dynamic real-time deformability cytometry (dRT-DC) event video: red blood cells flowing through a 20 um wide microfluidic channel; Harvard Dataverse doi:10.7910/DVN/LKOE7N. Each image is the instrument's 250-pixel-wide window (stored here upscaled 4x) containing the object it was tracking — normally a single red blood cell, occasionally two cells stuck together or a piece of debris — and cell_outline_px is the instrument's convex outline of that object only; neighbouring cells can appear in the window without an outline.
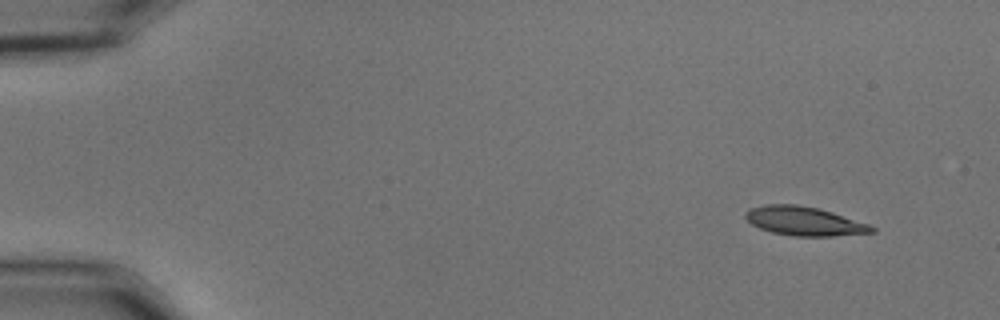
{"species": "common noctule bat (a hibernating species)", "species_latin": "Nyctalus noctula", "temperature_condition": "cold", "stored_images_in_passage": 52, "camera_frame_rate_fps": 3000, "um_per_image_px": 0.085, "animal": {"sex": "male", "body_mass_g": 15.6}, "frame": {"image": 1, "passage_image": 1, "time_ms": 0.0, "image_size_px": [1000, 320], "cell_outline_px": [[876, 232], [832, 236], [792, 236], [772, 232], [760, 228], [752, 224], [744, 216], [744, 212], [748, 208], [764, 204], [796, 204], [816, 208], [832, 212], [868, 224], [876, 228]], "centroid_in_image_um": [68.33, 18.79], "position_along_channel_um": 16.7, "area_um2": 21.27}}
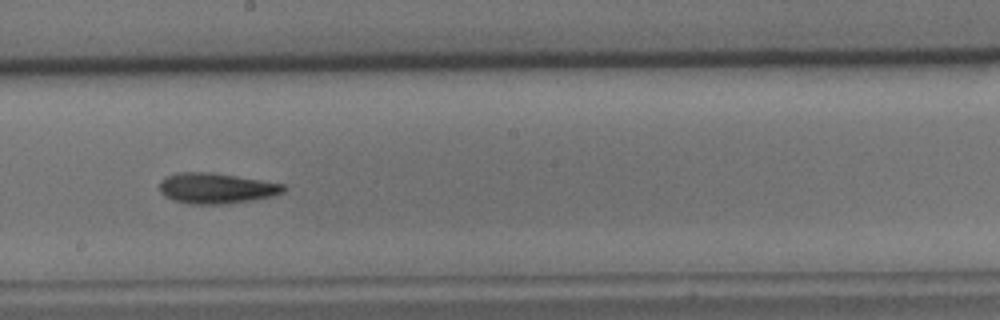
{"frame": {"image": 2, "passage_image": 28, "time_ms": 9.0, "image_size_px": [1000, 320], "cell_outline_px": [[288, 188], [284, 192], [272, 196], [252, 200], [224, 204], [188, 204], [172, 200], [164, 196], [160, 192], [160, 180], [164, 176], [176, 172], [212, 172], [284, 184]], "centroid_in_image_um": [18.35, 16.0], "position_along_channel_um": 229.9, "area_um2": 22.31}}
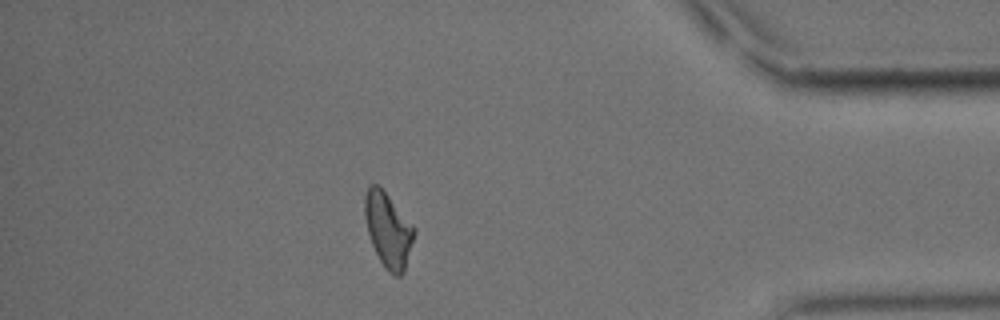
{"frame": {"image": 3, "passage_image": 45, "time_ms": 14.667, "image_size_px": [1000, 320], "cell_outline_px": [[416, 232], [404, 272], [400, 276], [396, 276], [388, 272], [384, 268], [372, 244], [368, 232], [364, 212], [364, 196], [368, 184], [380, 184], [416, 228]], "centroid_in_image_um": [33.0, 19.5], "position_along_channel_um": 402.2, "area_um2": 21.85}, "authors_computed_cell_mechanics": {"area_um2": 21.5016, "velocity_mm_per_s": 3.6395, "shape_relaxation_time_tau1_ms": 6.5518, "shape_relaxation_time_tau2_ms": 5.6549, "deformation_change_tau1": 0.1747, "deformation_change_tau2": 0.1491}}